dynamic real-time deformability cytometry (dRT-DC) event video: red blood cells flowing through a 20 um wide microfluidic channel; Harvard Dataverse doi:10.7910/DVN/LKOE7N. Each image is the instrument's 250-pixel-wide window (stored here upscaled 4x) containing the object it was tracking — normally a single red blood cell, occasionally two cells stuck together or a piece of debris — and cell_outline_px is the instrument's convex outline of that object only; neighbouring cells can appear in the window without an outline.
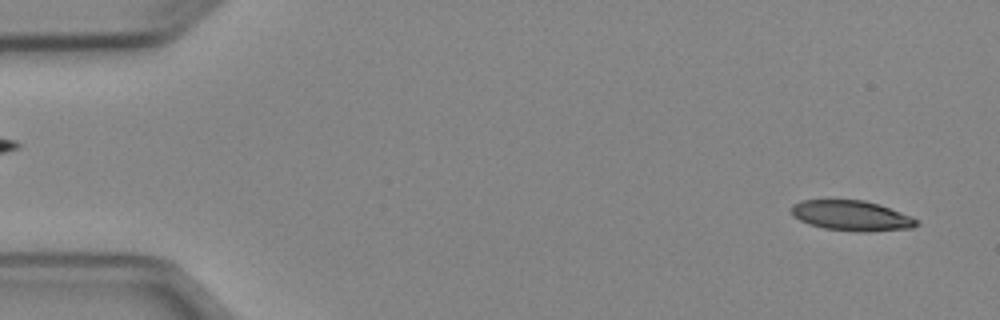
{"species": "Egyptian fruit bat (a non-hibernating species)", "species_latin": "Rousettus aegyptiacus", "temperature_condition": "cold", "stored_images_in_passage": 50, "camera_frame_rate_fps": 3000, "um_per_image_px": 0.085, "animal": {"sex": "female"}, "frame": {"image": 1, "passage_image": 2, "time_ms": 0.333, "image_size_px": [1000, 320], "cell_outline_px": [[920, 224], [912, 228], [868, 232], [860, 232], [824, 228], [808, 224], [792, 216], [788, 208], [792, 204], [800, 200], [864, 200], [880, 204], [912, 216], [920, 220]], "centroid_in_image_um": [72.38, 18.33], "position_along_channel_um": 12.6, "area_um2": 22.48}}
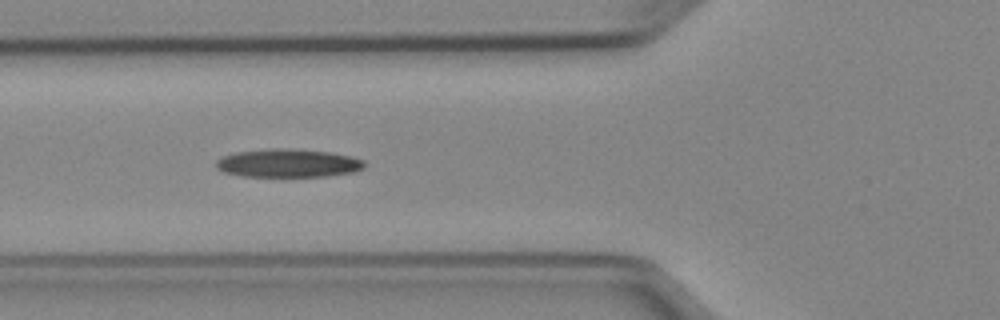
{"frame": {"image": 2, "passage_image": 18, "time_ms": 5.667, "image_size_px": [1000, 320], "cell_outline_px": [[364, 168], [356, 172], [328, 176], [244, 176], [224, 172], [216, 168], [216, 160], [224, 156], [236, 152], [268, 148], [292, 148], [332, 152], [352, 156], [364, 160]], "centroid_in_image_um": [24.53, 13.86], "position_along_channel_um": 101.3, "area_um2": 24.68}}
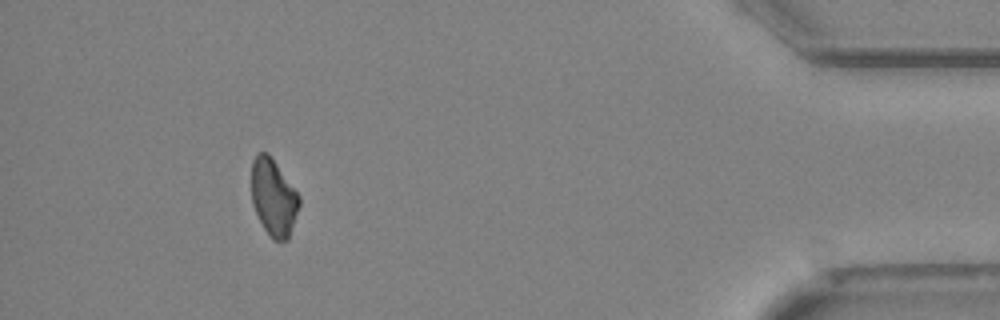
{"frame": {"image": 3, "passage_image": 46, "time_ms": 15.0, "image_size_px": [1000, 320], "cell_outline_px": [[300, 204], [288, 240], [272, 240], [264, 228], [252, 204], [252, 160], [256, 152], [268, 152], [300, 196]], "centroid_in_image_um": [23.25, 16.76], "position_along_channel_um": 412.0, "area_um2": 21.33}}